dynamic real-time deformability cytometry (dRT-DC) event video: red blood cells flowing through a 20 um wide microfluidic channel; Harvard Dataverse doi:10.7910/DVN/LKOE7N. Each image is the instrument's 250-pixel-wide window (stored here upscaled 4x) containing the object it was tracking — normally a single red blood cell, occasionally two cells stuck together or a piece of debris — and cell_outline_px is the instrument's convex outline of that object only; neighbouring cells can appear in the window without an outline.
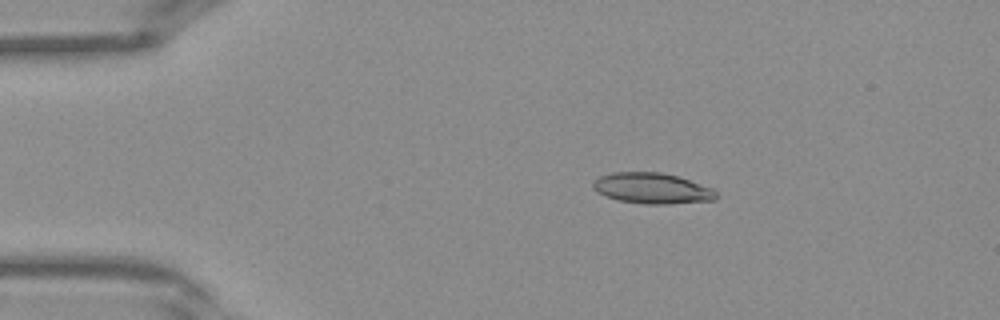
{"species": "Egyptian fruit bat (a non-hibernating species)", "species_latin": "Rousettus aegyptiacus", "temperature_condition": "warm", "stored_images_in_passage": 40, "camera_frame_rate_fps": 3000, "um_per_image_px": 0.085, "frame": {"image": 1, "passage_image": 7, "time_ms": 2.0, "image_size_px": [1000, 320], "cell_outline_px": [[716, 200], [668, 204], [644, 204], [620, 200], [596, 192], [592, 188], [592, 184], [600, 176], [612, 172], [660, 172], [676, 176], [712, 188], [716, 192]], "centroid_in_image_um": [55.42, 16.01], "position_along_channel_um": 29.6, "area_um2": 21.85}}
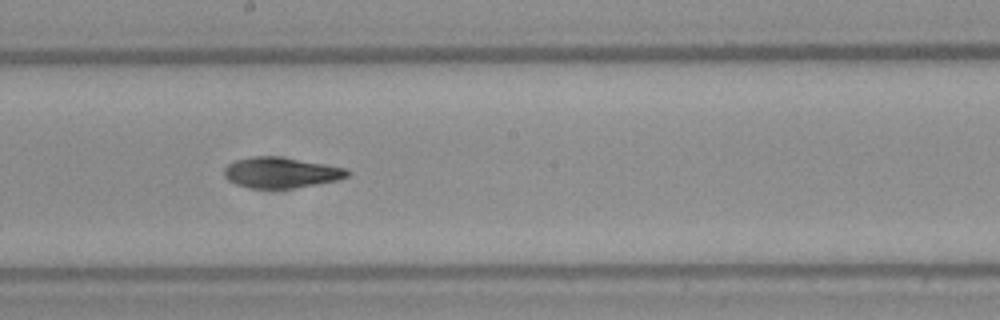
{"frame": {"image": 2, "passage_image": 22, "time_ms": 7.0, "image_size_px": [1000, 320], "cell_outline_px": [[352, 172], [348, 176], [336, 180], [316, 184], [292, 188], [248, 188], [236, 184], [228, 180], [224, 176], [224, 168], [228, 164], [236, 160], [252, 156], [280, 156], [348, 168]], "centroid_in_image_um": [23.89, 14.66], "position_along_channel_um": 224.3, "area_um2": 22.08}}
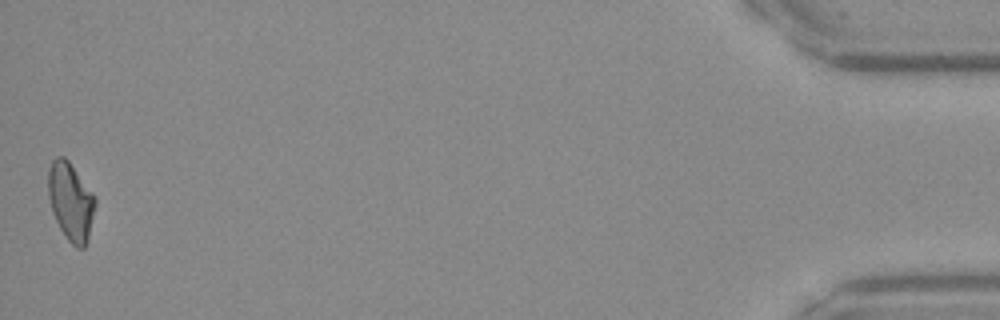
{"frame": {"image": 3, "passage_image": 40, "time_ms": 13.0, "image_size_px": [1000, 320], "cell_outline_px": [[96, 204], [88, 236], [84, 248], [76, 248], [68, 240], [60, 228], [52, 212], [48, 196], [48, 172], [52, 160], [56, 156], [64, 156], [68, 160], [96, 196]], "centroid_in_image_um": [6.01, 17.1], "position_along_channel_um": 429.2, "area_um2": 21.33}}